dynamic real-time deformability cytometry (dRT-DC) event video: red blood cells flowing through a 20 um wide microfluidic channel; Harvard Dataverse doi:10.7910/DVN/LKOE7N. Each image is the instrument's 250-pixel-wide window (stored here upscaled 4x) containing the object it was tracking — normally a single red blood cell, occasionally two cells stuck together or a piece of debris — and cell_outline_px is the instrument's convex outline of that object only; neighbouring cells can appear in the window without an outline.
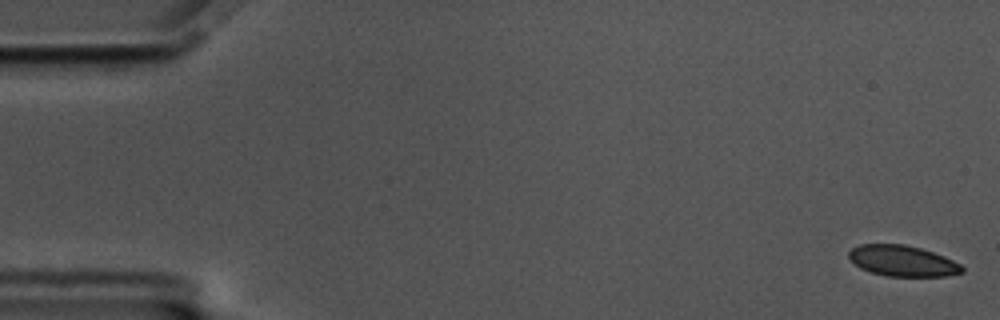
{"species": "common noctule bat (a hibernating species)", "species_latin": "Nyctalus noctula", "temperature_condition": "cold", "stored_images_in_passage": 57, "camera_frame_rate_fps": 3000, "um_per_image_px": 0.085, "animal": {"sex": "male", "body_mass_g": 17.5, "forearm_length_mm": 52.3}, "frame": {"image": 1, "passage_image": 1, "time_ms": 0.0, "image_size_px": [1000, 320], "cell_outline_px": [[964, 272], [948, 276], [888, 276], [872, 272], [860, 268], [848, 256], [848, 252], [852, 248], [860, 244], [904, 244], [920, 248], [944, 256], [960, 264], [964, 268]], "centroid_in_image_um": [76.73, 22.17], "position_along_channel_um": 8.3, "area_um2": 20.23}}
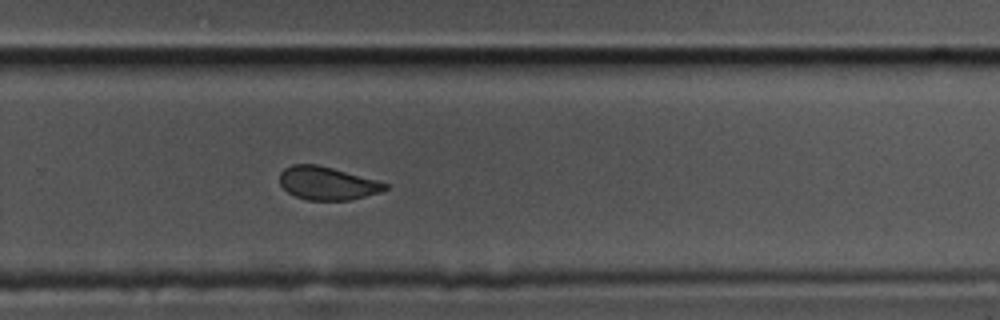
{"frame": {"image": 2, "passage_image": 38, "time_ms": 12.333, "image_size_px": [1000, 320], "cell_outline_px": [[388, 188], [380, 192], [348, 200], [308, 200], [296, 196], [288, 192], [280, 184], [280, 172], [284, 168], [292, 164], [316, 164], [332, 168], [376, 180], [388, 184]], "centroid_in_image_um": [27.79, 15.57], "position_along_channel_um": 302.0, "area_um2": 20.11}}
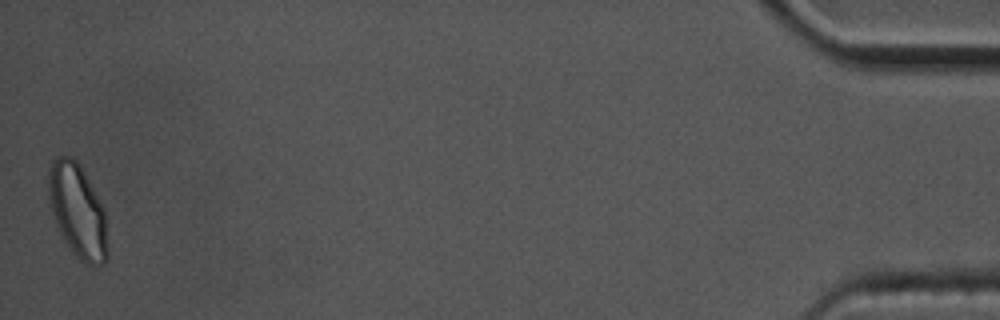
{"frame": {"image": 3, "passage_image": 57, "time_ms": 18.667, "image_size_px": [1000, 320], "cell_outline_px": [[108, 260], [104, 264], [92, 268], [80, 260], [68, 244], [60, 232], [56, 224], [52, 212], [48, 196], [48, 168], [52, 160], [56, 156], [68, 156], [76, 160], [80, 164], [104, 208], [108, 248]], "centroid_in_image_um": [6.61, 17.93], "position_along_channel_um": 428.6, "area_um2": 32.43}, "authors_computed_cell_mechanics": {"area_um2": 21.8484, "velocity_mm_per_s": 3.4875, "shape_relaxation_time_tau1_ms": 4.3935, "shape_relaxation_time_tau2_ms": 1.7929, "deformation_change_tau1": 0.0969, "deformation_change_tau2": 0.0485}}